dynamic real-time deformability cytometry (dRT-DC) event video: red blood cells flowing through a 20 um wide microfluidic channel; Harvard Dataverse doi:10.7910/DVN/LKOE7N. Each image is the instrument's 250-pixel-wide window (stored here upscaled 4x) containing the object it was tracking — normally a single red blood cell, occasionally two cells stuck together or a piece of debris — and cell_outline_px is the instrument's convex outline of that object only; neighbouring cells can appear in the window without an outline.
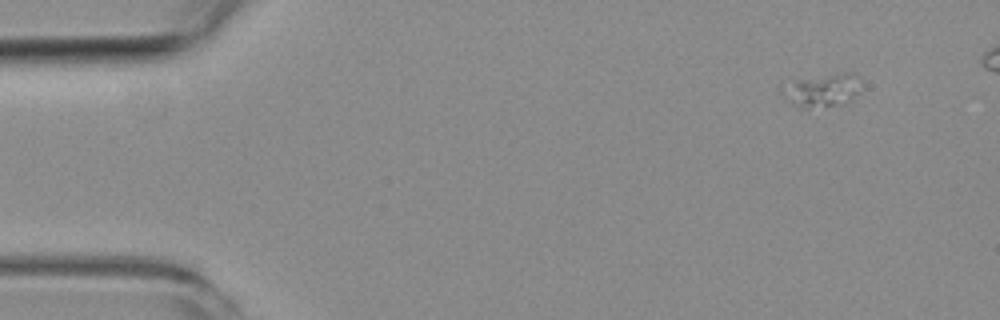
{"species": "common noctule bat (a hibernating species)", "species_latin": "Nyctalus noctula", "temperature_condition": "room temperature", "stored_images_in_passage": 2, "camera_frame_rate_fps": 3000, "um_per_image_px": 0.085, "animal": {"sex": "female", "body_mass_g": 19.3, "forearm_length_mm": 54.1}, "frame": {"image": 1, "passage_image": 2, "time_ms": 1.0, "image_size_px": [1000, 320], "cell_outline_px": [[860, 80], [856, 92], [848, 100], [840, 104], [808, 108], [800, 108], [792, 104], [788, 96], [788, 92], [796, 80], [844, 72], [852, 72], [860, 76]], "centroid_in_image_um": [70.04, 7.66], "position_along_channel_um": 15.0, "area_um2": 13.93}}